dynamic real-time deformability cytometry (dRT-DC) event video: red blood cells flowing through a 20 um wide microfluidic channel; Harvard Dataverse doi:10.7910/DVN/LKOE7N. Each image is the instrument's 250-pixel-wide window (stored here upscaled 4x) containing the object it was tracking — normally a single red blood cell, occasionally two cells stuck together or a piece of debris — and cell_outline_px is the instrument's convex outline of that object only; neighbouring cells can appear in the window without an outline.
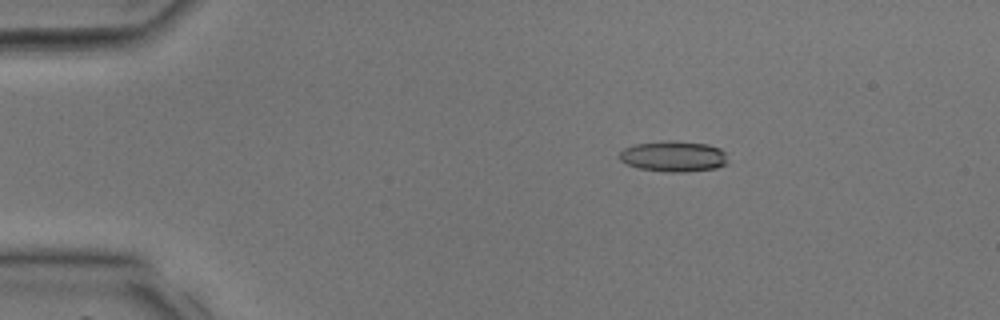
{"species": "common noctule bat (a hibernating species)", "species_latin": "Nyctalus noctula", "temperature_condition": "room temperature", "stored_images_in_passage": 33, "camera_frame_rate_fps": 3000, "um_per_image_px": 0.085, "animal": {"sex": "male", "body_mass_g": 17.9, "forearm_length_mm": 54.2}, "frame": {"image": 1, "passage_image": 2, "time_ms": 0.333, "image_size_px": [1000, 320], "cell_outline_px": [[728, 164], [716, 168], [684, 172], [664, 172], [640, 168], [628, 164], [620, 160], [620, 152], [624, 148], [632, 144], [664, 140], [676, 140], [708, 144], [720, 148], [728, 152]], "centroid_in_image_um": [57.31, 13.27], "position_along_channel_um": 27.7, "area_um2": 19.88}}
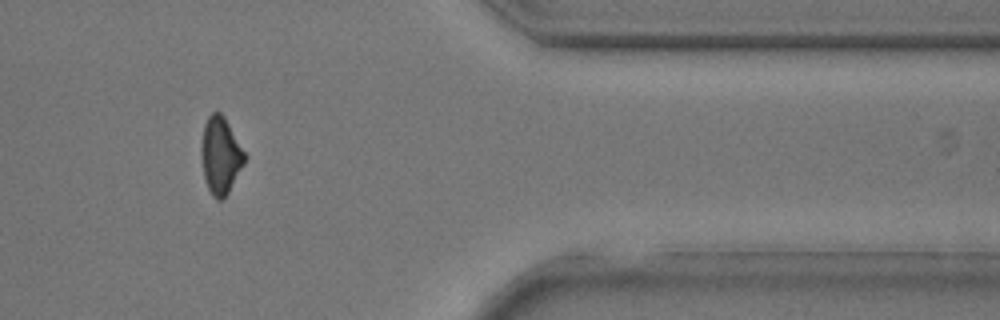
{"frame": {"image": 2, "passage_image": 27, "time_ms": 8.667, "image_size_px": [1000, 320], "cell_outline_px": [[248, 156], [244, 164], [224, 200], [216, 200], [212, 196], [208, 188], [204, 176], [200, 152], [200, 148], [204, 124], [208, 116], [212, 112], [220, 112], [224, 116]], "centroid_in_image_um": [18.75, 13.22], "position_along_channel_um": 392.6, "area_um2": 19.71}}
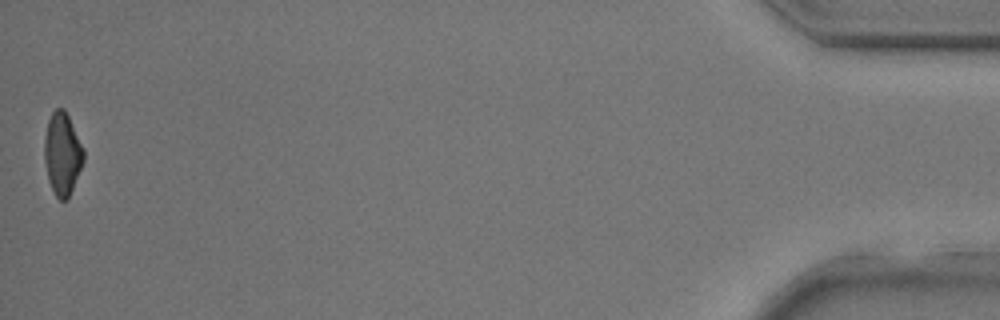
{"frame": {"image": 3, "passage_image": 33, "time_ms": 10.667, "image_size_px": [1000, 320], "cell_outline_px": [[84, 160], [68, 200], [60, 200], [56, 196], [48, 180], [44, 160], [44, 140], [48, 120], [52, 112], [56, 108], [64, 108], [84, 148]], "centroid_in_image_um": [5.3, 13.08], "position_along_channel_um": 429.9, "area_um2": 18.84}}